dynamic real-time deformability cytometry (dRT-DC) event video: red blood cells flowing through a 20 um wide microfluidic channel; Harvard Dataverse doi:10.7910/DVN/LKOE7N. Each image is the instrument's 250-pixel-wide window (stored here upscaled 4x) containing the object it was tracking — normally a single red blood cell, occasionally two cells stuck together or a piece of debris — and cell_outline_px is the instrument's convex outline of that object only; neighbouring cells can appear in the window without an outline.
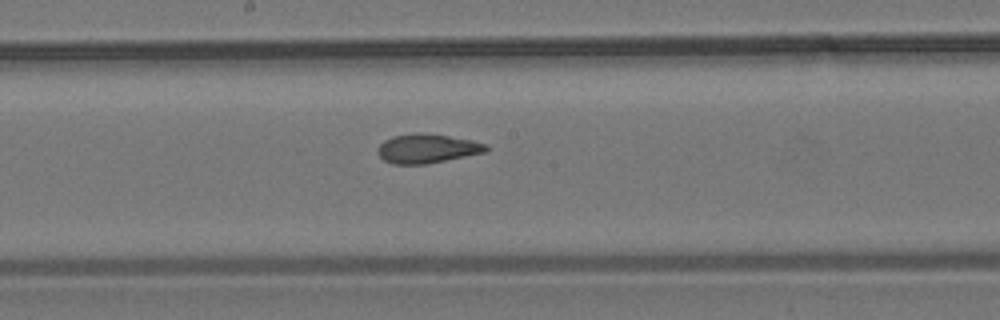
{"species": "common noctule bat (a hibernating species)", "species_latin": "Nyctalus noctula", "temperature_condition": "room temperature", "stored_images_in_passage": 8, "camera_frame_rate_fps": 3000, "um_per_image_px": 0.085, "animal": {"sex": "male", "body_mass_g": 19.2, "forearm_length_mm": 51.8}, "frame": {"image": 1, "passage_image": 8, "time_ms": 8.333, "image_size_px": [1000, 320], "cell_outline_px": [[488, 152], [428, 164], [392, 164], [384, 160], [380, 156], [380, 144], [384, 140], [392, 136], [412, 132], [424, 132], [472, 140], [484, 144], [488, 148]], "centroid_in_image_um": [36.33, 12.62], "position_along_channel_um": 211.9, "area_um2": 18.5}}